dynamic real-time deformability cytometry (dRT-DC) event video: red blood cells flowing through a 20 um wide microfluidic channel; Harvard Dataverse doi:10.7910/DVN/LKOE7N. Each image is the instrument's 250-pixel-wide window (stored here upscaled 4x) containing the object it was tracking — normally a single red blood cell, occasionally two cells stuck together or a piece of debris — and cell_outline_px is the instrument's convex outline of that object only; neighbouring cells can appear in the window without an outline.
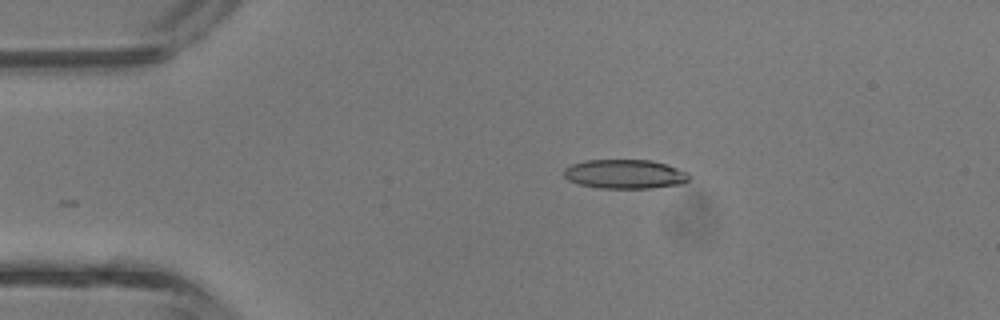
{"species": "common noctule bat (a hibernating species)", "species_latin": "Nyctalus noctula", "temperature_condition": "room temperature", "stored_images_in_passage": 26, "camera_frame_rate_fps": 3000, "um_per_image_px": 0.085, "animal": {"sex": "male", "body_mass_g": 13.3}, "frame": {"image": 1, "passage_image": 1, "time_ms": 0.0, "image_size_px": [1000, 320], "cell_outline_px": [[692, 176], [684, 184], [652, 188], [600, 188], [580, 184], [568, 180], [564, 176], [564, 168], [568, 164], [584, 160], [652, 160], [688, 172]], "centroid_in_image_um": [53.11, 14.79], "position_along_channel_um": 31.9, "area_um2": 21.5}}
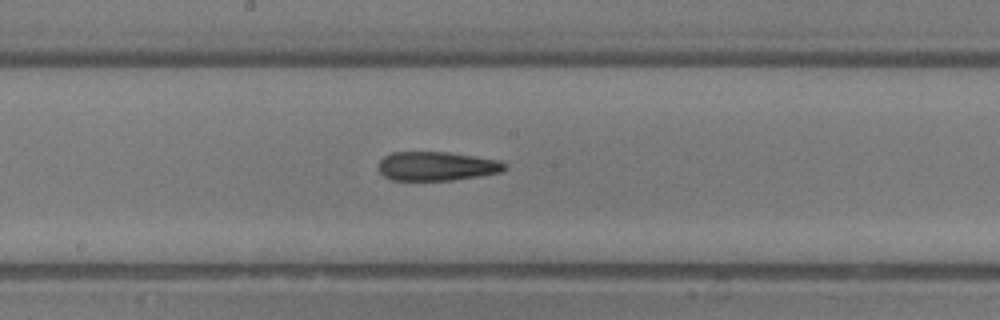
{"frame": {"image": 2, "passage_image": 15, "time_ms": 4.667, "image_size_px": [1000, 320], "cell_outline_px": [[508, 168], [500, 172], [480, 176], [452, 180], [392, 180], [384, 176], [380, 172], [380, 160], [384, 156], [392, 152], [448, 152], [500, 160], [508, 164]], "centroid_in_image_um": [37.17, 14.12], "position_along_channel_um": 211.0, "area_um2": 21.39}}
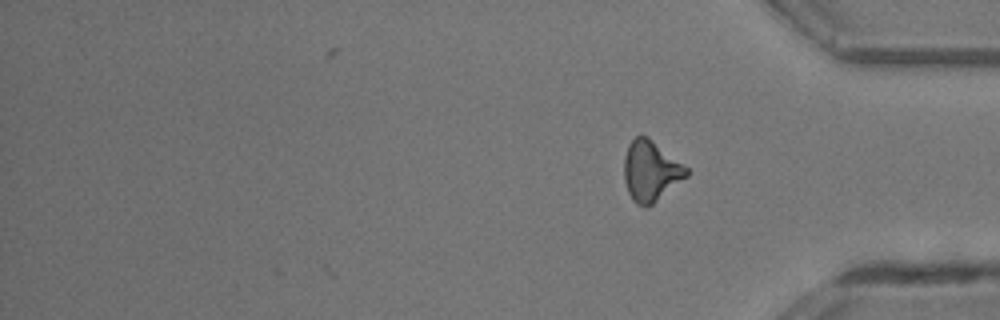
{"frame": {"image": 3, "passage_image": 26, "time_ms": 8.333, "image_size_px": [1000, 320], "cell_outline_px": [[688, 176], [648, 208], [644, 208], [636, 204], [632, 200], [628, 192], [624, 180], [624, 156], [628, 144], [640, 132], [648, 136], [688, 168]], "centroid_in_image_um": [55.29, 14.53], "position_along_channel_um": 379.9, "area_um2": 22.31}, "authors_computed_cell_mechanics": {"area_um2": 21.5883, "velocity_mm_per_s": 4.8455, "shape_relaxation_time_tau1_ms": null, "shape_relaxation_time_tau2_ms": 4.4286, "deformation_change_tau1": null, "deformation_change_tau2": 0.1823}}